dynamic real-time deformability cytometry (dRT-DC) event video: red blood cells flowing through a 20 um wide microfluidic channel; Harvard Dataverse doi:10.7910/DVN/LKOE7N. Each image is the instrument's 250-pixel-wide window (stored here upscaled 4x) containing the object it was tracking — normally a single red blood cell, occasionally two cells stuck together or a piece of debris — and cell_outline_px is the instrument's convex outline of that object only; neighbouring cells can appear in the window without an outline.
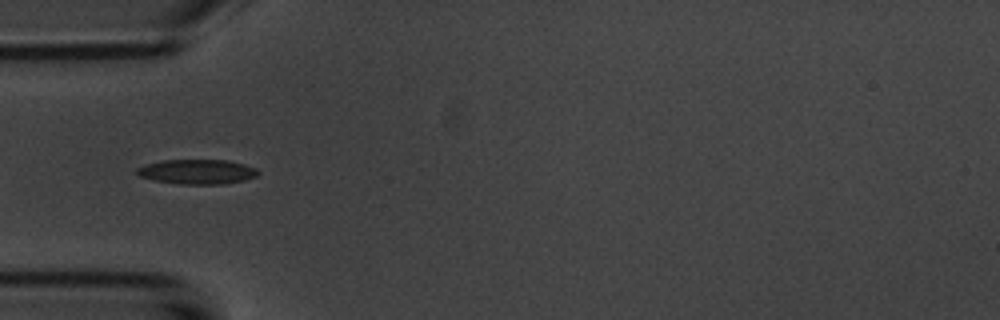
{"species": "common noctule bat (a hibernating species)", "species_latin": "Nyctalus noctula", "temperature_condition": "room temperature", "stored_images_in_passage": 4, "camera_frame_rate_fps": 3000, "um_per_image_px": 0.085, "animal": {"sex": "male", "body_mass_g": 20.1, "forearm_length_mm": 53.5}, "frame": {"image": 1, "passage_image": 2, "time_ms": 1.0, "image_size_px": [1000, 320], "cell_outline_px": [[260, 172], [256, 176], [244, 180], [224, 184], [176, 184], [156, 180], [140, 176], [136, 172], [136, 168], [148, 164], [164, 160], [228, 160], [244, 164], [256, 168]], "centroid_in_image_um": [16.79, 14.6], "position_along_channel_um": 68.2, "area_um2": 17.34}}
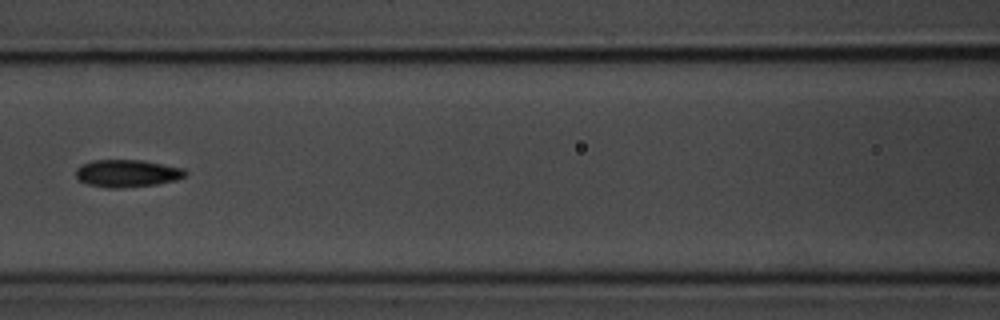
{"frame": {"image": 2, "passage_image": 4, "time_ms": 3.333, "image_size_px": [1000, 320], "cell_outline_px": [[188, 172], [184, 176], [176, 180], [156, 184], [120, 188], [108, 188], [88, 184], [80, 180], [76, 176], [76, 168], [80, 164], [92, 160], [140, 160], [184, 168]], "centroid_in_image_um": [10.79, 14.73], "position_along_channel_um": 155.8, "area_um2": 17.46}}